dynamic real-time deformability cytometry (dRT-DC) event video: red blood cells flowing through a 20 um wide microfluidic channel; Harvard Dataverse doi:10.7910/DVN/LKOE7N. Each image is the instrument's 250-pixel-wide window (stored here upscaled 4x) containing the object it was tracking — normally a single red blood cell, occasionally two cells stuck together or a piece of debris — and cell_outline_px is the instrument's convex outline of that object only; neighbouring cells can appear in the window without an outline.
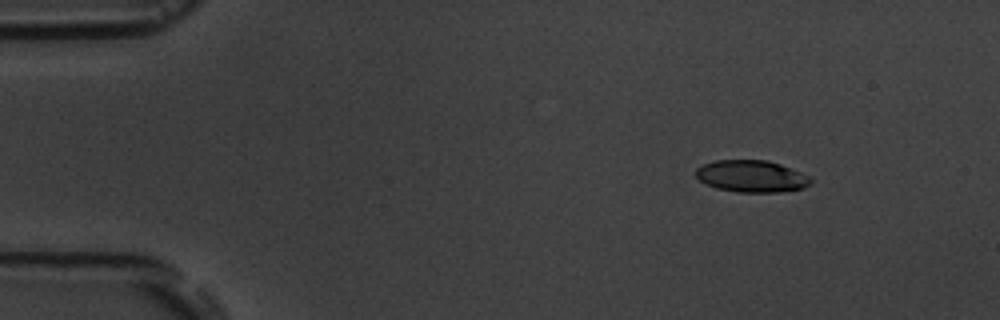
{"species": "common noctule bat (a hibernating species)", "species_latin": "Nyctalus noctula", "temperature_condition": "room temperature", "stored_images_in_passage": 4, "camera_frame_rate_fps": 3000, "um_per_image_px": 0.085, "animal": {"sex": "male", "body_mass_g": 19.5, "forearm_length_mm": 54.6}, "frame": {"image": 1, "passage_image": 1, "time_ms": 0.0, "image_size_px": [1000, 320], "cell_outline_px": [[812, 180], [804, 188], [780, 192], [736, 192], [716, 188], [704, 184], [696, 176], [696, 168], [704, 164], [716, 160], [768, 160], [780, 164], [800, 172], [808, 176]], "centroid_in_image_um": [63.85, 14.98], "position_along_channel_um": 21.1, "area_um2": 21.33}}